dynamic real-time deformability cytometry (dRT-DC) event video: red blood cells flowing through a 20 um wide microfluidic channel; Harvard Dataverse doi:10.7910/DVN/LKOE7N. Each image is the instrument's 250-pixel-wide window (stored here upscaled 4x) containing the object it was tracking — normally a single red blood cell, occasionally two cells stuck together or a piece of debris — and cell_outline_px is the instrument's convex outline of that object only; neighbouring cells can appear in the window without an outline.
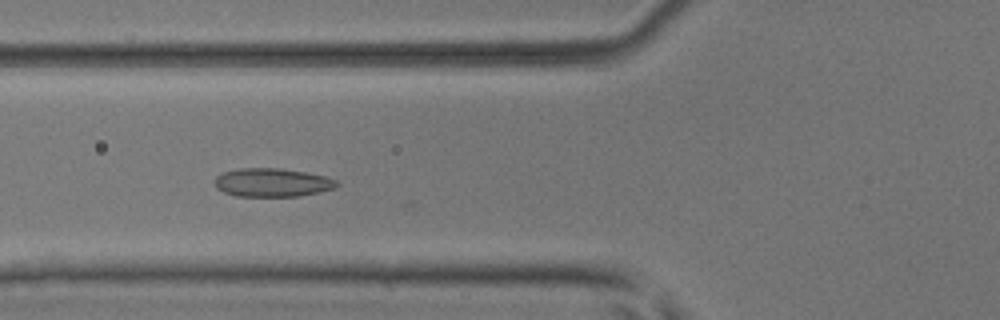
{"species": "common noctule bat (a hibernating species)", "species_latin": "Nyctalus noctula", "temperature_condition": "room temperature", "stored_images_in_passage": 50, "camera_frame_rate_fps": 3000, "um_per_image_px": 0.085, "animal": {"sex": "male", "body_mass_g": 17.9, "forearm_length_mm": 54.2}, "frame": {"image": 1, "passage_image": 19, "time_ms": 6.0, "image_size_px": [1000, 320], "cell_outline_px": [[340, 184], [336, 188], [296, 196], [236, 196], [224, 192], [216, 188], [216, 176], [220, 172], [240, 168], [280, 168], [304, 172], [324, 176], [336, 180]], "centroid_in_image_um": [23.11, 15.5], "position_along_channel_um": 102.7, "area_um2": 20.17}}
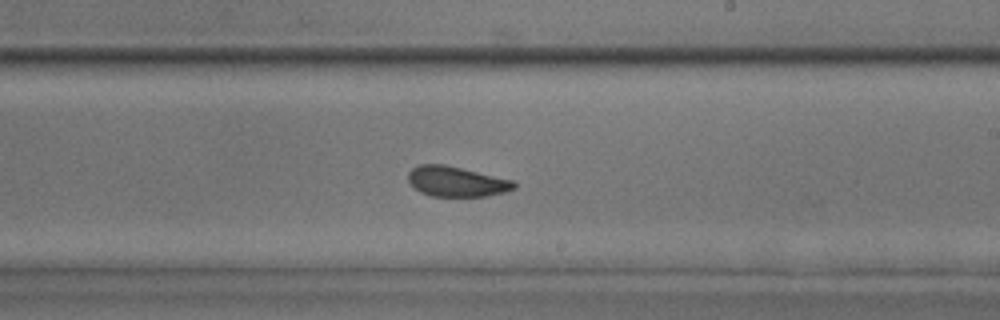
{"frame": {"image": 2, "passage_image": 30, "time_ms": 9.667, "image_size_px": [1000, 320], "cell_outline_px": [[516, 188], [504, 192], [488, 196], [432, 196], [420, 192], [408, 180], [408, 172], [412, 168], [420, 164], [444, 164], [516, 180]], "centroid_in_image_um": [38.84, 15.42], "position_along_channel_um": 250.2, "area_um2": 18.73}}
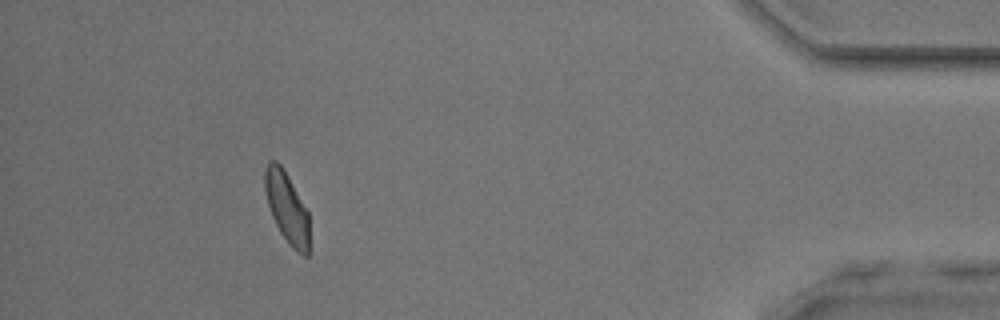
{"frame": {"image": 3, "passage_image": 46, "time_ms": 15.0, "image_size_px": [1000, 320], "cell_outline_px": [[308, 256], [304, 256], [296, 252], [288, 244], [280, 232], [272, 216], [268, 204], [264, 188], [264, 172], [268, 160], [276, 160], [280, 164], [308, 212]], "centroid_in_image_um": [24.36, 17.66], "position_along_channel_um": 410.8, "area_um2": 18.09}, "authors_computed_cell_mechanics": {"area_um2": 19.3052, "velocity_mm_per_s": 4.0394, "shape_relaxation_time_tau1_ms": 4.3603, "shape_relaxation_time_tau2_ms": 1.7656, "deformation_change_tau1": 0.0856, "deformation_change_tau2": 0.0645}}